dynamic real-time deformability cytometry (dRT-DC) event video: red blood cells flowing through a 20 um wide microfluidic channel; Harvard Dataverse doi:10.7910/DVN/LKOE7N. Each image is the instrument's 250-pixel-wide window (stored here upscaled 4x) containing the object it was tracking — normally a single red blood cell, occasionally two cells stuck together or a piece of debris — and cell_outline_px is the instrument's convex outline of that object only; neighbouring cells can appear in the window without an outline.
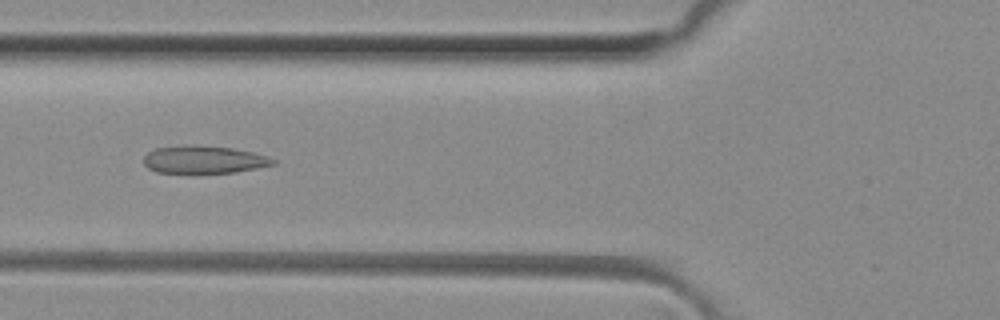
{"species": "common noctule bat (a hibernating species)", "species_latin": "Nyctalus noctula", "temperature_condition": "room temperature", "stored_images_in_passage": 50, "camera_frame_rate_fps": 3000, "um_per_image_px": 0.085, "animal": {"sex": "female", "body_mass_g": 29.2, "forearm_length_mm": 56.3}, "frame": {"image": 1, "passage_image": 19, "time_ms": 6.0, "image_size_px": [1000, 320], "cell_outline_px": [[276, 164], [236, 172], [156, 172], [148, 168], [144, 164], [144, 156], [148, 152], [156, 148], [184, 144], [188, 144], [232, 148], [252, 152], [268, 156], [276, 160]], "centroid_in_image_um": [17.33, 13.55], "position_along_channel_um": 108.5, "area_um2": 20.75}}
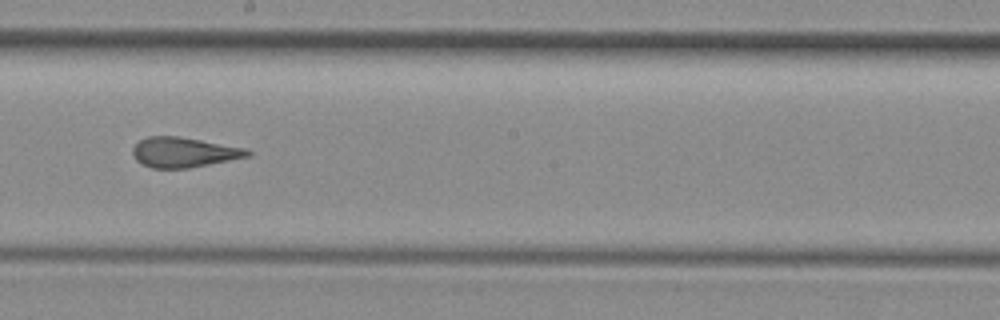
{"frame": {"image": 2, "passage_image": 28, "time_ms": 9.0, "image_size_px": [1000, 320], "cell_outline_px": [[252, 156], [188, 168], [152, 168], [136, 160], [132, 156], [132, 148], [140, 140], [148, 136], [176, 136], [200, 140], [244, 148], [252, 152]], "centroid_in_image_um": [15.61, 12.95], "position_along_channel_um": 232.6, "area_um2": 19.94}}
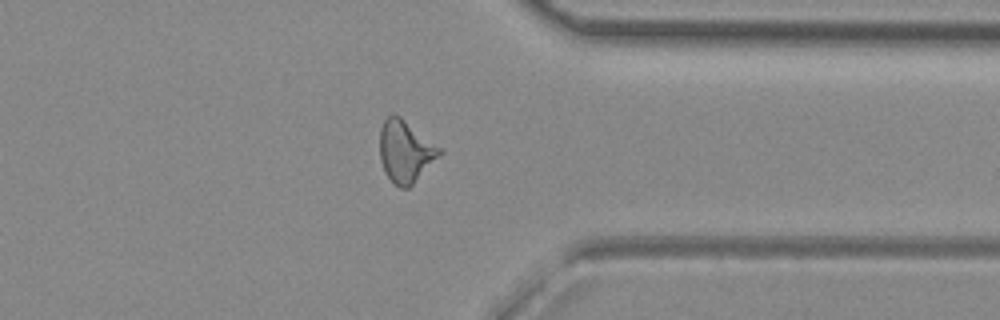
{"frame": {"image": 3, "passage_image": 39, "time_ms": 12.667, "image_size_px": [1000, 320], "cell_outline_px": [[444, 152], [408, 188], [400, 188], [384, 172], [380, 160], [380, 128], [384, 120], [388, 116], [400, 116], [440, 148]], "centroid_in_image_um": [34.45, 12.87], "position_along_channel_um": 377.0, "area_um2": 21.15}, "authors_computed_cell_mechanics": {"area_um2": 21.0392, "velocity_mm_per_s": 4.1342, "shape_relaxation_time_tau1_ms": null, "shape_relaxation_time_tau2_ms": 1.7621, "deformation_change_tau1": null, "deformation_change_tau2": 0.0978}}